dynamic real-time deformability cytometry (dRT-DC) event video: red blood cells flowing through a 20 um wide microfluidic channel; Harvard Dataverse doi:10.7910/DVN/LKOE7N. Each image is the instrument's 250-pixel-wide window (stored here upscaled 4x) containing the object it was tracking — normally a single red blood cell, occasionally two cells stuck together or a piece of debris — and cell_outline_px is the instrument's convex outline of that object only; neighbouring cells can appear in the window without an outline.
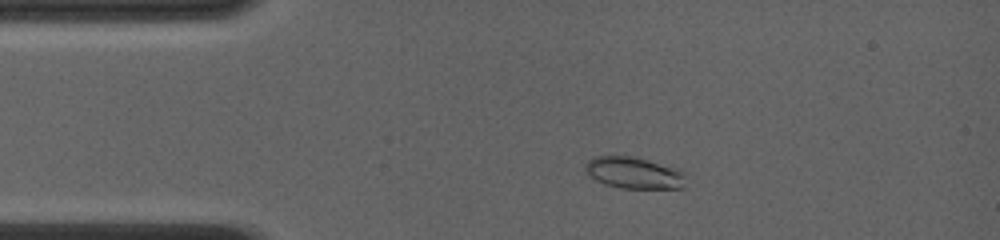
{"species": "common noctule bat (a hibernating species)", "species_latin": "Nyctalus noctula", "temperature_condition": "room temperature", "stored_images_in_passage": 15, "camera_frame_rate_fps": 4000, "um_per_image_px": 0.085, "animal": {"sex": "female", "body_mass_g": 19.0, "forearm_length_mm": 56.7}, "frame": {"image": 1, "passage_image": 7, "time_ms": 2.25, "image_size_px": [1000, 240], "cell_outline_px": [[684, 188], [620, 188], [604, 184], [588, 176], [584, 172], [584, 164], [592, 156], [632, 156], [680, 168], [684, 172]], "centroid_in_image_um": [53.85, 14.68], "position_along_channel_um": 31.2, "area_um2": 18.84}}
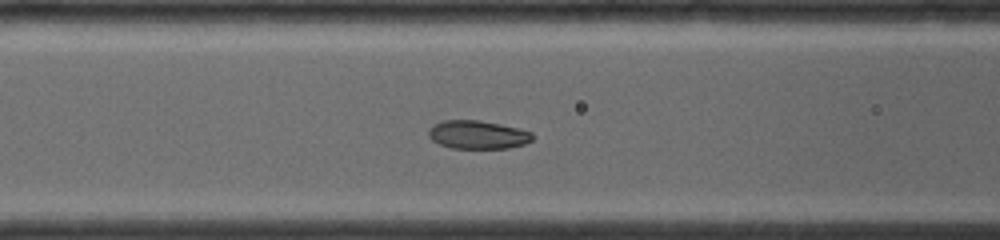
{"frame": {"image": 2, "passage_image": 13, "time_ms": 5.5, "image_size_px": [1000, 240], "cell_outline_px": [[532, 140], [524, 144], [508, 148], [452, 148], [440, 144], [432, 140], [428, 136], [428, 128], [432, 124], [444, 120], [480, 120], [520, 128], [532, 132]], "centroid_in_image_um": [40.58, 11.44], "position_along_channel_um": 126.0, "area_um2": 17.28}}
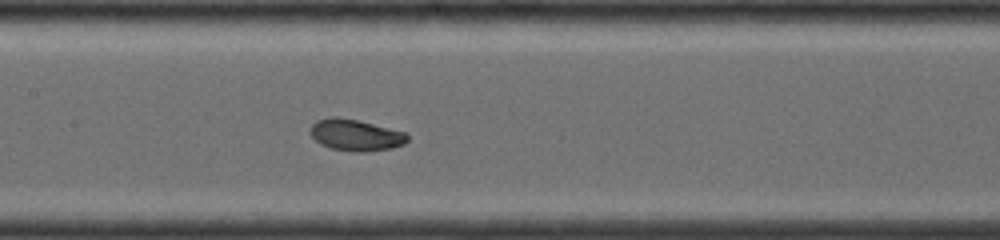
{"frame": {"image": 3, "passage_image": 15, "time_ms": 6.75, "image_size_px": [1000, 240], "cell_outline_px": [[408, 140], [404, 144], [392, 148], [364, 152], [352, 152], [332, 148], [320, 144], [312, 136], [308, 128], [316, 120], [336, 116], [356, 120], [408, 132]], "centroid_in_image_um": [30.24, 11.48], "position_along_channel_um": 177.2, "area_um2": 17.92}}